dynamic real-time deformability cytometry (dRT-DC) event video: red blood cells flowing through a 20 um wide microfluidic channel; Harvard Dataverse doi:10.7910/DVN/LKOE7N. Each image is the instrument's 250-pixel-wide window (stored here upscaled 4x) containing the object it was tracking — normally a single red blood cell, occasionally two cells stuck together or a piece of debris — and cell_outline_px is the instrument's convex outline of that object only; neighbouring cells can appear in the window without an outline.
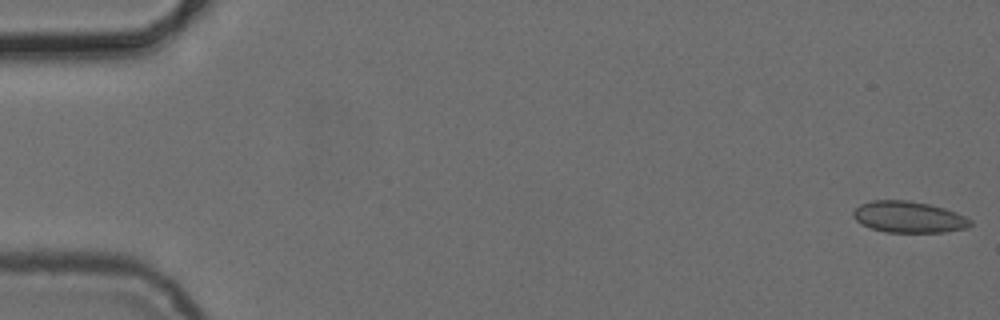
{"species": "common noctule bat (a hibernating species)", "species_latin": "Nyctalus noctula", "temperature_condition": "cold", "stored_images_in_passage": 4, "camera_frame_rate_fps": 3000, "um_per_image_px": 0.085, "animal": {"sex": "female", "body_mass_g": 24.6, "forearm_length_mm": 56.2}, "frame": {"image": 1, "passage_image": 1, "time_ms": 0.0, "image_size_px": [1000, 320], "cell_outline_px": [[972, 224], [968, 228], [944, 232], [884, 232], [872, 228], [856, 220], [852, 216], [852, 212], [860, 204], [872, 200], [908, 200], [928, 204], [944, 208], [956, 212], [972, 220]], "centroid_in_image_um": [77.25, 18.44], "position_along_channel_um": 7.7, "area_um2": 21.39}}